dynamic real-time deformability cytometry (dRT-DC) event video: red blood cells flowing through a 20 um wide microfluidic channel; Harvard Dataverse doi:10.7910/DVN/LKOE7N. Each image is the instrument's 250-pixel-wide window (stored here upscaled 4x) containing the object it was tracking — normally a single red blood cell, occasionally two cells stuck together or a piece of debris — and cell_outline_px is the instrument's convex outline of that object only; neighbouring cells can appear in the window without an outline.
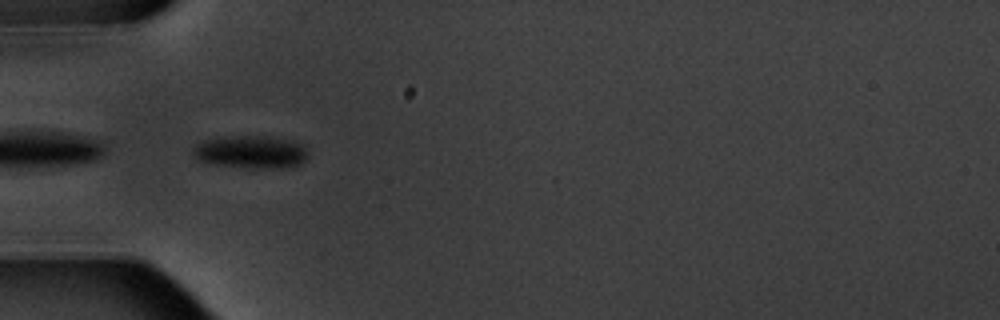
{"species": "common noctule bat (a hibernating species)", "species_latin": "Nyctalus noctula", "temperature_condition": "warm", "stored_images_in_passage": 6, "camera_frame_rate_fps": 3000, "um_per_image_px": 0.085, "animal": {"sex": "male", "body_mass_g": 20.1, "forearm_length_mm": 53.5}, "frame": {"image": 1, "passage_image": 3, "time_ms": 2.333, "image_size_px": [1000, 320], "cell_outline_px": [[308, 160], [300, 164], [284, 168], [256, 168], [216, 164], [196, 160], [192, 156], [192, 148], [196, 144], [204, 140], [224, 136], [268, 136], [304, 144], [308, 152]], "centroid_in_image_um": [21.33, 12.91], "position_along_channel_um": 63.7, "area_um2": 22.2}}
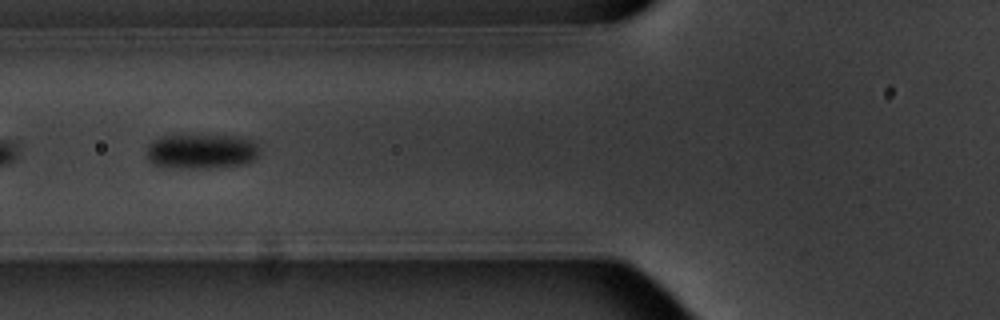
{"frame": {"image": 2, "passage_image": 4, "time_ms": 3.667, "image_size_px": [1000, 320], "cell_outline_px": [[260, 156], [248, 164], [208, 168], [180, 168], [156, 164], [148, 160], [148, 144], [152, 140], [160, 136], [188, 132], [240, 136], [252, 140], [256, 144]], "centroid_in_image_um": [17.15, 12.8], "position_along_channel_um": 108.6, "area_um2": 24.04}}